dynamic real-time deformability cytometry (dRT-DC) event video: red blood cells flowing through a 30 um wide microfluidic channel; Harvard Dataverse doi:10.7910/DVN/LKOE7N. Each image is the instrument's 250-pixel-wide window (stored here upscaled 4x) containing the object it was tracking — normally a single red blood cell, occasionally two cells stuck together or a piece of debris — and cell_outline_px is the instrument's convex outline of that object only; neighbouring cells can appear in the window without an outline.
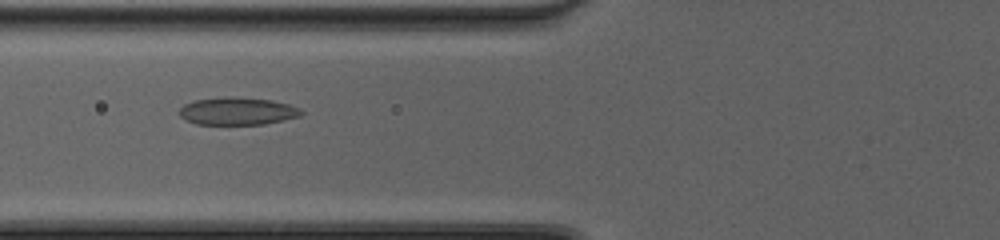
{"species": "common noctule bat (a hibernating species)", "species_latin": "Nyctalus noctula", "temperature_condition": "cold", "stored_images_in_passage": 35, "camera_frame_rate_fps": 3000, "um_per_image_px": 0.085, "animal": {"sex": "female", "body_mass_g": 20.0, "forearm_length_mm": 54.0}, "frame": {"image": 1, "passage_image": 6, "time_ms": 1.667, "image_size_px": [1000, 240], "cell_outline_px": [[304, 112], [300, 116], [284, 120], [264, 124], [196, 124], [180, 116], [180, 108], [184, 104], [196, 100], [228, 96], [232, 96], [272, 100], [288, 104], [300, 108]], "centroid_in_image_um": [20.21, 9.44], "position_along_channel_um": 105.6, "area_um2": 19.54}}
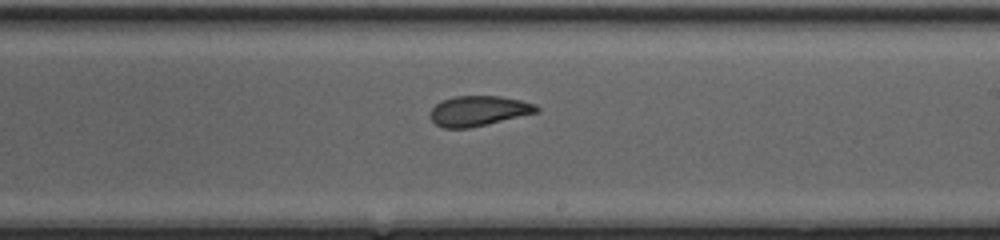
{"frame": {"image": 2, "passage_image": 16, "time_ms": 5.0, "image_size_px": [1000, 240], "cell_outline_px": [[540, 112], [468, 128], [444, 128], [436, 124], [432, 120], [432, 108], [440, 100], [456, 96], [500, 96], [520, 100], [536, 104], [540, 108]], "centroid_in_image_um": [40.71, 9.41], "position_along_channel_um": 248.3, "area_um2": 18.55}}
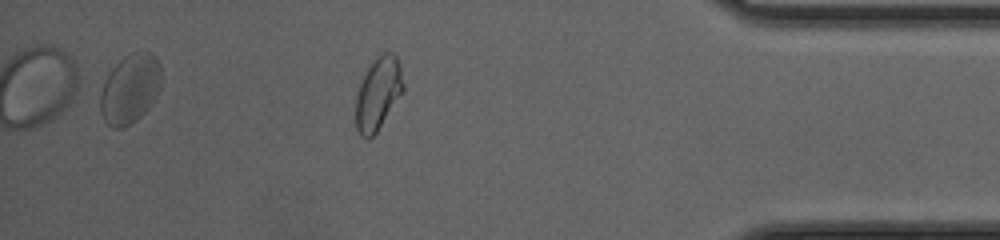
{"frame": {"image": 3, "passage_image": 29, "time_ms": 9.333, "image_size_px": [1000, 240], "cell_outline_px": [[404, 92], [376, 132], [368, 140], [360, 136], [356, 128], [356, 92], [368, 68], [376, 56], [384, 52], [392, 52], [396, 56], [400, 64], [404, 84]], "centroid_in_image_um": [32.15, 7.95], "position_along_channel_um": 403.0, "area_um2": 20.23}}